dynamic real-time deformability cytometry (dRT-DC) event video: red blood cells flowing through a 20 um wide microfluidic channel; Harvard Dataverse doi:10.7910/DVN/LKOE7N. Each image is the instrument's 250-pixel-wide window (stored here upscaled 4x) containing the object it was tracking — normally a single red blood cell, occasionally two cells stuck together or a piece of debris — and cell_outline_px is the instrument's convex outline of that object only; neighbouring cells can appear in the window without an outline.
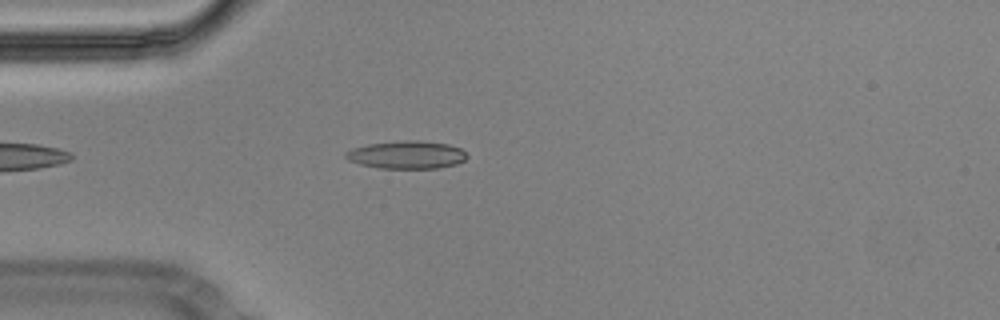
{"species": "Egyptian fruit bat (a non-hibernating species)", "species_latin": "Rousettus aegyptiacus", "temperature_condition": "cold", "stored_images_in_passage": 17, "camera_frame_rate_fps": 3000, "um_per_image_px": 0.085, "animal": {"sex": "male"}, "frame": {"image": 1, "passage_image": 1, "time_ms": 0.0, "image_size_px": [1000, 320], "cell_outline_px": [[468, 156], [464, 160], [456, 164], [436, 168], [380, 168], [360, 164], [348, 160], [344, 156], [344, 152], [352, 148], [368, 144], [404, 140], [420, 140], [448, 144], [460, 148]], "centroid_in_image_um": [34.54, 13.15], "position_along_channel_um": 50.5, "area_um2": 19.65}}
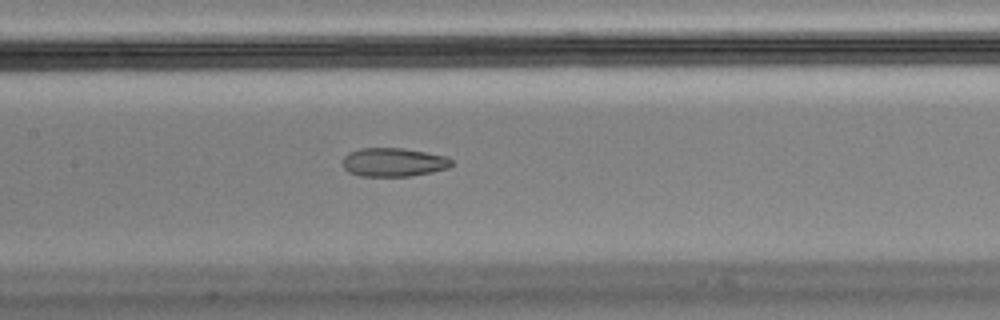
{"frame": {"image": 2, "passage_image": 12, "time_ms": 3.667, "image_size_px": [1000, 320], "cell_outline_px": [[452, 164], [448, 168], [432, 172], [408, 176], [360, 176], [348, 172], [344, 168], [344, 156], [348, 152], [360, 148], [400, 148], [424, 152], [444, 156], [452, 160]], "centroid_in_image_um": [33.42, 13.79], "position_along_channel_um": 174.0, "area_um2": 18.03}}